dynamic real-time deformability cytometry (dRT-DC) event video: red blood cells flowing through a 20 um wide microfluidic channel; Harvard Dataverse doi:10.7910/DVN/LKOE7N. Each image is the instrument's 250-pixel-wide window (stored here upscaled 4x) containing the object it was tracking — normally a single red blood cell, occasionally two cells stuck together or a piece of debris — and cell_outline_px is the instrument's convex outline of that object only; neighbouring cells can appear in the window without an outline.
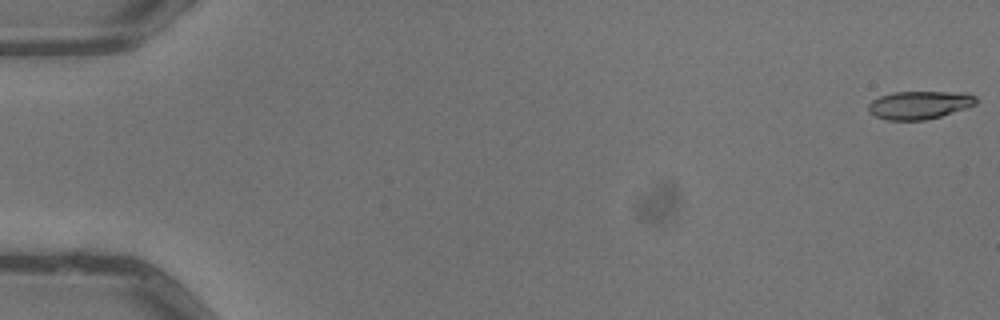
{"species": "common noctule bat (a hibernating species)", "species_latin": "Nyctalus noctula", "temperature_condition": "warm", "stored_images_in_passage": 5, "camera_frame_rate_fps": 3000, "um_per_image_px": 0.085, "animal": {"sex": "male", "body_mass_g": 13.3}, "frame": {"image": 1, "passage_image": 1, "time_ms": 0.0, "image_size_px": [1000, 320], "cell_outline_px": [[980, 100], [976, 104], [968, 108], [940, 116], [924, 120], [888, 120], [876, 116], [868, 112], [868, 104], [872, 100], [880, 96], [892, 92], [968, 92], [976, 96]], "centroid_in_image_um": [78.2, 8.91], "position_along_channel_um": 6.8, "area_um2": 17.86}}
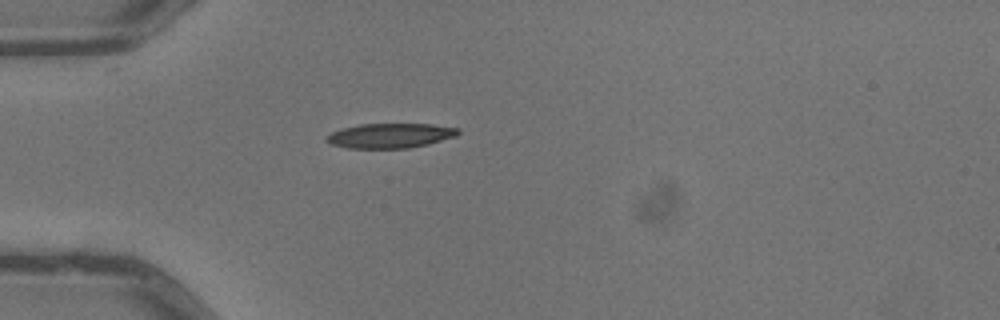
{"frame": {"image": 2, "passage_image": 5, "time_ms": 1.333, "image_size_px": [1000, 320], "cell_outline_px": [[460, 132], [456, 136], [428, 144], [408, 148], [348, 148], [332, 144], [324, 140], [332, 132], [344, 128], [360, 124], [432, 124], [460, 128]], "centroid_in_image_um": [33.2, 11.53], "position_along_channel_um": 51.8, "area_um2": 18.84}}